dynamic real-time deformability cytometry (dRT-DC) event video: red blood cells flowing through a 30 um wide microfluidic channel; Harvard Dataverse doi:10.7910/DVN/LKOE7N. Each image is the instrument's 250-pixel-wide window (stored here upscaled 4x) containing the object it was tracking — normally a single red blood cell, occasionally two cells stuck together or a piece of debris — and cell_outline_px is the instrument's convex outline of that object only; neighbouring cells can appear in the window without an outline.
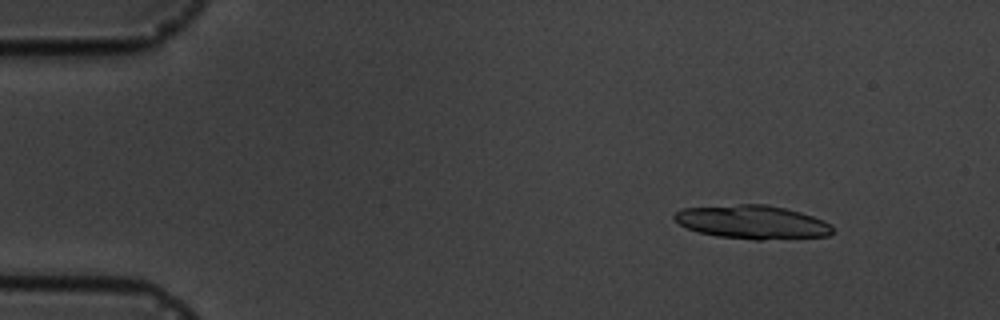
{"species": "common noctule bat (a hibernating species)", "species_latin": "Nyctalus noctula", "temperature_condition": "cold", "stored_images_in_passage": 4, "camera_frame_rate_fps": 3000, "um_per_image_px": 0.085, "animal": {"sex": "male", "body_mass_g": 19.5, "forearm_length_mm": 54.6}, "frame": {"image": 1, "passage_image": 2, "time_ms": 1.333, "image_size_px": [1000, 320], "cell_outline_px": [[832, 232], [828, 236], [760, 240], [752, 240], [716, 236], [700, 232], [688, 228], [680, 224], [672, 216], [680, 208], [740, 204], [764, 204], [784, 208], [800, 212], [824, 220], [832, 224]], "centroid_in_image_um": [63.95, 18.88], "position_along_channel_um": 21.1, "area_um2": 30.98}}